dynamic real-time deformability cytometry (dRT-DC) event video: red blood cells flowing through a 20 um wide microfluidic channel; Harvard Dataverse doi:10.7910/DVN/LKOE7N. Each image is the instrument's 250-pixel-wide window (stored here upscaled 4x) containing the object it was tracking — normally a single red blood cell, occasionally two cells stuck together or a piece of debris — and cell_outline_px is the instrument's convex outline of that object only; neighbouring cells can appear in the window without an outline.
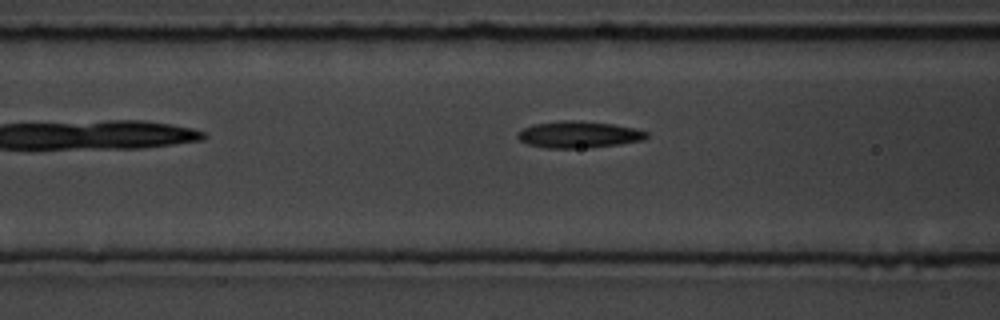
{"species": "common noctule bat (a hibernating species)", "species_latin": "Nyctalus noctula", "temperature_condition": "room temperature", "stored_images_in_passage": 7, "camera_frame_rate_fps": 3000, "um_per_image_px": 0.085, "animal": {"sex": "male", "body_mass_g": 19.5, "forearm_length_mm": 54.6}, "frame": {"image": 1, "passage_image": 6, "time_ms": 5.667, "image_size_px": [1000, 320], "cell_outline_px": [[648, 136], [644, 140], [620, 144], [588, 148], [544, 148], [528, 144], [520, 140], [516, 136], [516, 132], [524, 128], [536, 124], [564, 120], [576, 120], [612, 124], [632, 128], [648, 132]], "centroid_in_image_um": [49.18, 11.45], "position_along_channel_um": 117.4, "area_um2": 20.0}}
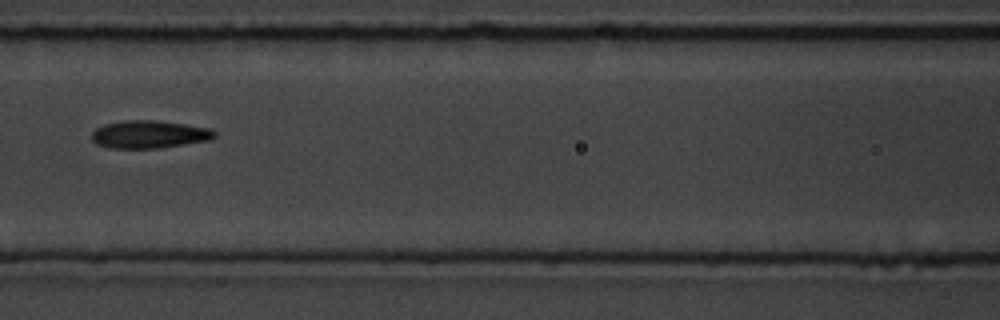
{"frame": {"image": 2, "passage_image": 7, "time_ms": 6.667, "image_size_px": [1000, 320], "cell_outline_px": [[216, 136], [208, 140], [160, 148], [108, 148], [96, 144], [92, 140], [92, 132], [96, 128], [104, 124], [124, 120], [156, 120], [212, 128], [216, 132]], "centroid_in_image_um": [12.67, 11.42], "position_along_channel_um": 153.9, "area_um2": 19.94}}